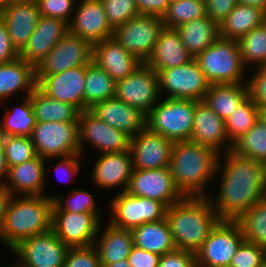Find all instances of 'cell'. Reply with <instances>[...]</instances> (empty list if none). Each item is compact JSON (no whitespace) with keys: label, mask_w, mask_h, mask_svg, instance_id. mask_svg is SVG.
Here are the masks:
<instances>
[{"label":"cell","mask_w":266,"mask_h":267,"mask_svg":"<svg viewBox=\"0 0 266 267\" xmlns=\"http://www.w3.org/2000/svg\"><path fill=\"white\" fill-rule=\"evenodd\" d=\"M264 196L263 162L236 155L231 150L220 154L213 188L207 197L221 220L237 221Z\"/></svg>","instance_id":"6da1fadb"},{"label":"cell","mask_w":266,"mask_h":267,"mask_svg":"<svg viewBox=\"0 0 266 267\" xmlns=\"http://www.w3.org/2000/svg\"><path fill=\"white\" fill-rule=\"evenodd\" d=\"M220 153L191 141L174 142L169 169L186 197H207L212 189Z\"/></svg>","instance_id":"7a4b0ae2"},{"label":"cell","mask_w":266,"mask_h":267,"mask_svg":"<svg viewBox=\"0 0 266 267\" xmlns=\"http://www.w3.org/2000/svg\"><path fill=\"white\" fill-rule=\"evenodd\" d=\"M165 219L176 248L194 254L221 221L208 197L191 196L168 207Z\"/></svg>","instance_id":"3957f363"},{"label":"cell","mask_w":266,"mask_h":267,"mask_svg":"<svg viewBox=\"0 0 266 267\" xmlns=\"http://www.w3.org/2000/svg\"><path fill=\"white\" fill-rule=\"evenodd\" d=\"M53 201L47 196H11L5 211L0 243L9 251L23 239L52 229Z\"/></svg>","instance_id":"277c9868"},{"label":"cell","mask_w":266,"mask_h":267,"mask_svg":"<svg viewBox=\"0 0 266 267\" xmlns=\"http://www.w3.org/2000/svg\"><path fill=\"white\" fill-rule=\"evenodd\" d=\"M194 60L211 85L248 83L249 70L243 64L237 40L219 37Z\"/></svg>","instance_id":"5b68a950"},{"label":"cell","mask_w":266,"mask_h":267,"mask_svg":"<svg viewBox=\"0 0 266 267\" xmlns=\"http://www.w3.org/2000/svg\"><path fill=\"white\" fill-rule=\"evenodd\" d=\"M196 100L161 97L146 115V127L172 142L190 141Z\"/></svg>","instance_id":"8992f818"},{"label":"cell","mask_w":266,"mask_h":267,"mask_svg":"<svg viewBox=\"0 0 266 267\" xmlns=\"http://www.w3.org/2000/svg\"><path fill=\"white\" fill-rule=\"evenodd\" d=\"M110 197L105 207L106 221L116 228L132 230L144 223L165 219L167 207L160 201L133 196L126 191Z\"/></svg>","instance_id":"52a82bcc"},{"label":"cell","mask_w":266,"mask_h":267,"mask_svg":"<svg viewBox=\"0 0 266 267\" xmlns=\"http://www.w3.org/2000/svg\"><path fill=\"white\" fill-rule=\"evenodd\" d=\"M44 159L80 154L79 122H36L29 136Z\"/></svg>","instance_id":"ba28073f"},{"label":"cell","mask_w":266,"mask_h":267,"mask_svg":"<svg viewBox=\"0 0 266 267\" xmlns=\"http://www.w3.org/2000/svg\"><path fill=\"white\" fill-rule=\"evenodd\" d=\"M78 122L79 148L83 157H88L89 147L92 151L96 150L94 154L118 153L130 149L129 135L101 121L89 109L80 112Z\"/></svg>","instance_id":"9c48e42d"},{"label":"cell","mask_w":266,"mask_h":267,"mask_svg":"<svg viewBox=\"0 0 266 267\" xmlns=\"http://www.w3.org/2000/svg\"><path fill=\"white\" fill-rule=\"evenodd\" d=\"M157 74L160 95L164 98L202 101L211 85L194 58Z\"/></svg>","instance_id":"30bf717a"},{"label":"cell","mask_w":266,"mask_h":267,"mask_svg":"<svg viewBox=\"0 0 266 267\" xmlns=\"http://www.w3.org/2000/svg\"><path fill=\"white\" fill-rule=\"evenodd\" d=\"M164 27L161 17L140 14L117 26L113 38L125 50L146 63Z\"/></svg>","instance_id":"8fae6325"},{"label":"cell","mask_w":266,"mask_h":267,"mask_svg":"<svg viewBox=\"0 0 266 267\" xmlns=\"http://www.w3.org/2000/svg\"><path fill=\"white\" fill-rule=\"evenodd\" d=\"M69 247L51 229L20 241L10 252L19 267H63Z\"/></svg>","instance_id":"7c38bea8"},{"label":"cell","mask_w":266,"mask_h":267,"mask_svg":"<svg viewBox=\"0 0 266 267\" xmlns=\"http://www.w3.org/2000/svg\"><path fill=\"white\" fill-rule=\"evenodd\" d=\"M243 241L237 221L221 220L195 253L197 267H229Z\"/></svg>","instance_id":"4fadbf2b"},{"label":"cell","mask_w":266,"mask_h":267,"mask_svg":"<svg viewBox=\"0 0 266 267\" xmlns=\"http://www.w3.org/2000/svg\"><path fill=\"white\" fill-rule=\"evenodd\" d=\"M114 97L147 115L161 99L158 74L143 63L134 73L116 81Z\"/></svg>","instance_id":"5bb4252c"},{"label":"cell","mask_w":266,"mask_h":267,"mask_svg":"<svg viewBox=\"0 0 266 267\" xmlns=\"http://www.w3.org/2000/svg\"><path fill=\"white\" fill-rule=\"evenodd\" d=\"M102 213L52 211V230L69 248L94 245L100 224L107 220Z\"/></svg>","instance_id":"9a60e30c"},{"label":"cell","mask_w":266,"mask_h":267,"mask_svg":"<svg viewBox=\"0 0 266 267\" xmlns=\"http://www.w3.org/2000/svg\"><path fill=\"white\" fill-rule=\"evenodd\" d=\"M93 159L88 179L91 186L99 188L100 191L113 194L127 190L130 177L133 172V162L130 150L118 153L97 154ZM102 189V190H101ZM118 191V192H117ZM116 192V193H115Z\"/></svg>","instance_id":"2e32d148"},{"label":"cell","mask_w":266,"mask_h":267,"mask_svg":"<svg viewBox=\"0 0 266 267\" xmlns=\"http://www.w3.org/2000/svg\"><path fill=\"white\" fill-rule=\"evenodd\" d=\"M93 45L68 32L35 68V75H52L92 62Z\"/></svg>","instance_id":"e0dca14e"},{"label":"cell","mask_w":266,"mask_h":267,"mask_svg":"<svg viewBox=\"0 0 266 267\" xmlns=\"http://www.w3.org/2000/svg\"><path fill=\"white\" fill-rule=\"evenodd\" d=\"M126 192L160 201L167 208L185 197L176 187L169 167L133 169Z\"/></svg>","instance_id":"ac0fdd59"},{"label":"cell","mask_w":266,"mask_h":267,"mask_svg":"<svg viewBox=\"0 0 266 267\" xmlns=\"http://www.w3.org/2000/svg\"><path fill=\"white\" fill-rule=\"evenodd\" d=\"M36 86L49 97L84 111L86 66H77L52 75H35Z\"/></svg>","instance_id":"d6986e66"},{"label":"cell","mask_w":266,"mask_h":267,"mask_svg":"<svg viewBox=\"0 0 266 267\" xmlns=\"http://www.w3.org/2000/svg\"><path fill=\"white\" fill-rule=\"evenodd\" d=\"M174 142L152 132L148 127L130 139L133 169L146 170L169 167Z\"/></svg>","instance_id":"ffe728a7"},{"label":"cell","mask_w":266,"mask_h":267,"mask_svg":"<svg viewBox=\"0 0 266 267\" xmlns=\"http://www.w3.org/2000/svg\"><path fill=\"white\" fill-rule=\"evenodd\" d=\"M69 32L92 45L113 37L114 29L108 23L100 0H78Z\"/></svg>","instance_id":"44dd1931"},{"label":"cell","mask_w":266,"mask_h":267,"mask_svg":"<svg viewBox=\"0 0 266 267\" xmlns=\"http://www.w3.org/2000/svg\"><path fill=\"white\" fill-rule=\"evenodd\" d=\"M41 17L35 0H17L0 12L15 50L20 54Z\"/></svg>","instance_id":"7402d4cb"},{"label":"cell","mask_w":266,"mask_h":267,"mask_svg":"<svg viewBox=\"0 0 266 267\" xmlns=\"http://www.w3.org/2000/svg\"><path fill=\"white\" fill-rule=\"evenodd\" d=\"M68 32L69 26L64 20L41 15L19 57L36 68Z\"/></svg>","instance_id":"603a6c76"},{"label":"cell","mask_w":266,"mask_h":267,"mask_svg":"<svg viewBox=\"0 0 266 267\" xmlns=\"http://www.w3.org/2000/svg\"><path fill=\"white\" fill-rule=\"evenodd\" d=\"M190 141L212 147L220 154L232 149L226 133L225 120L220 118L203 100H196Z\"/></svg>","instance_id":"cb8c5ba5"},{"label":"cell","mask_w":266,"mask_h":267,"mask_svg":"<svg viewBox=\"0 0 266 267\" xmlns=\"http://www.w3.org/2000/svg\"><path fill=\"white\" fill-rule=\"evenodd\" d=\"M46 159L38 155L9 167L4 187L11 196H45Z\"/></svg>","instance_id":"d4e9b609"},{"label":"cell","mask_w":266,"mask_h":267,"mask_svg":"<svg viewBox=\"0 0 266 267\" xmlns=\"http://www.w3.org/2000/svg\"><path fill=\"white\" fill-rule=\"evenodd\" d=\"M89 110L101 121L122 130L131 138L146 127V114L115 97L97 102Z\"/></svg>","instance_id":"484cf974"},{"label":"cell","mask_w":266,"mask_h":267,"mask_svg":"<svg viewBox=\"0 0 266 267\" xmlns=\"http://www.w3.org/2000/svg\"><path fill=\"white\" fill-rule=\"evenodd\" d=\"M92 62L105 70L115 81L134 73L143 64L113 37L93 45Z\"/></svg>","instance_id":"4316f807"},{"label":"cell","mask_w":266,"mask_h":267,"mask_svg":"<svg viewBox=\"0 0 266 267\" xmlns=\"http://www.w3.org/2000/svg\"><path fill=\"white\" fill-rule=\"evenodd\" d=\"M36 84L35 68L20 57L0 64V104L9 101L16 95L19 97L17 101L30 96Z\"/></svg>","instance_id":"83f0119b"},{"label":"cell","mask_w":266,"mask_h":267,"mask_svg":"<svg viewBox=\"0 0 266 267\" xmlns=\"http://www.w3.org/2000/svg\"><path fill=\"white\" fill-rule=\"evenodd\" d=\"M192 59L193 57L183 45L177 30L164 27L150 58L145 64L157 73L158 71L186 64Z\"/></svg>","instance_id":"f1b7e54d"},{"label":"cell","mask_w":266,"mask_h":267,"mask_svg":"<svg viewBox=\"0 0 266 267\" xmlns=\"http://www.w3.org/2000/svg\"><path fill=\"white\" fill-rule=\"evenodd\" d=\"M94 246L98 251L100 264H112L128 259L134 246L133 235L131 230L119 229L109 222L103 221L100 224Z\"/></svg>","instance_id":"f546056e"},{"label":"cell","mask_w":266,"mask_h":267,"mask_svg":"<svg viewBox=\"0 0 266 267\" xmlns=\"http://www.w3.org/2000/svg\"><path fill=\"white\" fill-rule=\"evenodd\" d=\"M135 247L160 256L176 250L166 219L144 223L131 230Z\"/></svg>","instance_id":"4dcf8cb0"},{"label":"cell","mask_w":266,"mask_h":267,"mask_svg":"<svg viewBox=\"0 0 266 267\" xmlns=\"http://www.w3.org/2000/svg\"><path fill=\"white\" fill-rule=\"evenodd\" d=\"M189 54L195 58L219 37V25L208 16L191 20L175 28Z\"/></svg>","instance_id":"1f68e13d"},{"label":"cell","mask_w":266,"mask_h":267,"mask_svg":"<svg viewBox=\"0 0 266 267\" xmlns=\"http://www.w3.org/2000/svg\"><path fill=\"white\" fill-rule=\"evenodd\" d=\"M266 21V13L258 7L237 3L219 25L220 37L239 40Z\"/></svg>","instance_id":"d6a6232c"},{"label":"cell","mask_w":266,"mask_h":267,"mask_svg":"<svg viewBox=\"0 0 266 267\" xmlns=\"http://www.w3.org/2000/svg\"><path fill=\"white\" fill-rule=\"evenodd\" d=\"M248 96V83L212 84L203 101L220 118L226 120Z\"/></svg>","instance_id":"836d02e7"},{"label":"cell","mask_w":266,"mask_h":267,"mask_svg":"<svg viewBox=\"0 0 266 267\" xmlns=\"http://www.w3.org/2000/svg\"><path fill=\"white\" fill-rule=\"evenodd\" d=\"M11 101L1 104L4 106L5 115L3 114L0 120V134L2 136H30L36 125L30 97L22 98L19 104L16 103L13 106L9 105L14 103Z\"/></svg>","instance_id":"e575fe53"},{"label":"cell","mask_w":266,"mask_h":267,"mask_svg":"<svg viewBox=\"0 0 266 267\" xmlns=\"http://www.w3.org/2000/svg\"><path fill=\"white\" fill-rule=\"evenodd\" d=\"M29 97L36 122L78 121L80 111L75 106L49 97L37 86Z\"/></svg>","instance_id":"d590c367"},{"label":"cell","mask_w":266,"mask_h":267,"mask_svg":"<svg viewBox=\"0 0 266 267\" xmlns=\"http://www.w3.org/2000/svg\"><path fill=\"white\" fill-rule=\"evenodd\" d=\"M116 81L108 73L91 62L86 66L84 89V111L90 109L97 102L115 96Z\"/></svg>","instance_id":"8d00e7d4"},{"label":"cell","mask_w":266,"mask_h":267,"mask_svg":"<svg viewBox=\"0 0 266 267\" xmlns=\"http://www.w3.org/2000/svg\"><path fill=\"white\" fill-rule=\"evenodd\" d=\"M238 45L243 64L249 71L266 65V21L241 37Z\"/></svg>","instance_id":"74e56055"},{"label":"cell","mask_w":266,"mask_h":267,"mask_svg":"<svg viewBox=\"0 0 266 267\" xmlns=\"http://www.w3.org/2000/svg\"><path fill=\"white\" fill-rule=\"evenodd\" d=\"M65 195L51 194L53 201L52 211H68L72 213H104L96 200V194H92L83 187L71 188ZM64 196V197H63Z\"/></svg>","instance_id":"f35d334b"},{"label":"cell","mask_w":266,"mask_h":267,"mask_svg":"<svg viewBox=\"0 0 266 267\" xmlns=\"http://www.w3.org/2000/svg\"><path fill=\"white\" fill-rule=\"evenodd\" d=\"M244 241L266 248V196L246 211L238 220Z\"/></svg>","instance_id":"ab89813d"},{"label":"cell","mask_w":266,"mask_h":267,"mask_svg":"<svg viewBox=\"0 0 266 267\" xmlns=\"http://www.w3.org/2000/svg\"><path fill=\"white\" fill-rule=\"evenodd\" d=\"M259 120L258 106L250 95L225 120L228 139L233 144Z\"/></svg>","instance_id":"60d3db41"},{"label":"cell","mask_w":266,"mask_h":267,"mask_svg":"<svg viewBox=\"0 0 266 267\" xmlns=\"http://www.w3.org/2000/svg\"><path fill=\"white\" fill-rule=\"evenodd\" d=\"M236 155L264 162L266 160V125L260 120L232 144Z\"/></svg>","instance_id":"b9f144b4"},{"label":"cell","mask_w":266,"mask_h":267,"mask_svg":"<svg viewBox=\"0 0 266 267\" xmlns=\"http://www.w3.org/2000/svg\"><path fill=\"white\" fill-rule=\"evenodd\" d=\"M207 16L205 0H179L171 2L162 21L166 28L175 29L176 27Z\"/></svg>","instance_id":"7bdbcfd3"},{"label":"cell","mask_w":266,"mask_h":267,"mask_svg":"<svg viewBox=\"0 0 266 267\" xmlns=\"http://www.w3.org/2000/svg\"><path fill=\"white\" fill-rule=\"evenodd\" d=\"M57 160V162L55 164H53L52 162L54 160ZM85 157H83L81 154H74V155H71V156H66V157H57V158H48L46 159V187H45V196L51 198V193H48L46 191L47 190V179H48V176H47V170H50V167L53 168L54 170H51L54 171V174H55V177L58 181L62 182L63 184L64 183H74L76 182V178L75 177H78V174L81 173V169L83 167L82 164H84L85 162ZM84 161V162H83ZM51 162V166L48 165V163ZM82 166V167H81ZM80 172V173H79ZM57 181V182H58Z\"/></svg>","instance_id":"ee69618b"},{"label":"cell","mask_w":266,"mask_h":267,"mask_svg":"<svg viewBox=\"0 0 266 267\" xmlns=\"http://www.w3.org/2000/svg\"><path fill=\"white\" fill-rule=\"evenodd\" d=\"M3 145L8 168L37 156L29 136H3Z\"/></svg>","instance_id":"f6af8a7d"},{"label":"cell","mask_w":266,"mask_h":267,"mask_svg":"<svg viewBox=\"0 0 266 267\" xmlns=\"http://www.w3.org/2000/svg\"><path fill=\"white\" fill-rule=\"evenodd\" d=\"M110 26L115 29L140 15L135 0H100Z\"/></svg>","instance_id":"bcb514c9"},{"label":"cell","mask_w":266,"mask_h":267,"mask_svg":"<svg viewBox=\"0 0 266 267\" xmlns=\"http://www.w3.org/2000/svg\"><path fill=\"white\" fill-rule=\"evenodd\" d=\"M266 258V248L243 241L234 254L229 267H261Z\"/></svg>","instance_id":"7dc6e473"},{"label":"cell","mask_w":266,"mask_h":267,"mask_svg":"<svg viewBox=\"0 0 266 267\" xmlns=\"http://www.w3.org/2000/svg\"><path fill=\"white\" fill-rule=\"evenodd\" d=\"M40 14L70 23L78 0H35Z\"/></svg>","instance_id":"c3c4849f"},{"label":"cell","mask_w":266,"mask_h":267,"mask_svg":"<svg viewBox=\"0 0 266 267\" xmlns=\"http://www.w3.org/2000/svg\"><path fill=\"white\" fill-rule=\"evenodd\" d=\"M63 267H101L96 247L69 248Z\"/></svg>","instance_id":"681fc988"},{"label":"cell","mask_w":266,"mask_h":267,"mask_svg":"<svg viewBox=\"0 0 266 267\" xmlns=\"http://www.w3.org/2000/svg\"><path fill=\"white\" fill-rule=\"evenodd\" d=\"M249 74H250L248 77L249 95L258 107L265 106L266 65L251 69Z\"/></svg>","instance_id":"f907efd6"},{"label":"cell","mask_w":266,"mask_h":267,"mask_svg":"<svg viewBox=\"0 0 266 267\" xmlns=\"http://www.w3.org/2000/svg\"><path fill=\"white\" fill-rule=\"evenodd\" d=\"M158 267H197L196 256L192 252L176 249L162 255Z\"/></svg>","instance_id":"816d5d0a"},{"label":"cell","mask_w":266,"mask_h":267,"mask_svg":"<svg viewBox=\"0 0 266 267\" xmlns=\"http://www.w3.org/2000/svg\"><path fill=\"white\" fill-rule=\"evenodd\" d=\"M207 16L220 25L234 9L237 0H205Z\"/></svg>","instance_id":"f5cc1de1"},{"label":"cell","mask_w":266,"mask_h":267,"mask_svg":"<svg viewBox=\"0 0 266 267\" xmlns=\"http://www.w3.org/2000/svg\"><path fill=\"white\" fill-rule=\"evenodd\" d=\"M160 258L158 254L133 246L128 262L132 267H158Z\"/></svg>","instance_id":"db71d44e"},{"label":"cell","mask_w":266,"mask_h":267,"mask_svg":"<svg viewBox=\"0 0 266 267\" xmlns=\"http://www.w3.org/2000/svg\"><path fill=\"white\" fill-rule=\"evenodd\" d=\"M19 57L10 40L4 22L0 19V64L11 62Z\"/></svg>","instance_id":"11a10c76"},{"label":"cell","mask_w":266,"mask_h":267,"mask_svg":"<svg viewBox=\"0 0 266 267\" xmlns=\"http://www.w3.org/2000/svg\"><path fill=\"white\" fill-rule=\"evenodd\" d=\"M140 14L161 17L165 14L169 0H135Z\"/></svg>","instance_id":"9f6ffc18"},{"label":"cell","mask_w":266,"mask_h":267,"mask_svg":"<svg viewBox=\"0 0 266 267\" xmlns=\"http://www.w3.org/2000/svg\"><path fill=\"white\" fill-rule=\"evenodd\" d=\"M8 169L4 154L3 136L0 134V185L2 186L5 185Z\"/></svg>","instance_id":"6f0895ef"},{"label":"cell","mask_w":266,"mask_h":267,"mask_svg":"<svg viewBox=\"0 0 266 267\" xmlns=\"http://www.w3.org/2000/svg\"><path fill=\"white\" fill-rule=\"evenodd\" d=\"M10 197V192L4 186L0 185V231L3 227L5 211Z\"/></svg>","instance_id":"680465c9"},{"label":"cell","mask_w":266,"mask_h":267,"mask_svg":"<svg viewBox=\"0 0 266 267\" xmlns=\"http://www.w3.org/2000/svg\"><path fill=\"white\" fill-rule=\"evenodd\" d=\"M237 3L261 8L266 13V0H237Z\"/></svg>","instance_id":"91938a15"},{"label":"cell","mask_w":266,"mask_h":267,"mask_svg":"<svg viewBox=\"0 0 266 267\" xmlns=\"http://www.w3.org/2000/svg\"><path fill=\"white\" fill-rule=\"evenodd\" d=\"M101 267H132V266L129 264L128 259H125L112 264H101Z\"/></svg>","instance_id":"94428289"},{"label":"cell","mask_w":266,"mask_h":267,"mask_svg":"<svg viewBox=\"0 0 266 267\" xmlns=\"http://www.w3.org/2000/svg\"><path fill=\"white\" fill-rule=\"evenodd\" d=\"M259 120L266 125V105L258 107Z\"/></svg>","instance_id":"6125c7cd"},{"label":"cell","mask_w":266,"mask_h":267,"mask_svg":"<svg viewBox=\"0 0 266 267\" xmlns=\"http://www.w3.org/2000/svg\"><path fill=\"white\" fill-rule=\"evenodd\" d=\"M17 0H0V12L9 7L11 4Z\"/></svg>","instance_id":"be15d7a7"},{"label":"cell","mask_w":266,"mask_h":267,"mask_svg":"<svg viewBox=\"0 0 266 267\" xmlns=\"http://www.w3.org/2000/svg\"><path fill=\"white\" fill-rule=\"evenodd\" d=\"M6 264H7V262L5 263V265H0V267H19V265L15 261H14V263L8 262V264L7 265Z\"/></svg>","instance_id":"e7e4bbea"},{"label":"cell","mask_w":266,"mask_h":267,"mask_svg":"<svg viewBox=\"0 0 266 267\" xmlns=\"http://www.w3.org/2000/svg\"><path fill=\"white\" fill-rule=\"evenodd\" d=\"M263 170H264L265 177H266V160L263 162Z\"/></svg>","instance_id":"03108f58"},{"label":"cell","mask_w":266,"mask_h":267,"mask_svg":"<svg viewBox=\"0 0 266 267\" xmlns=\"http://www.w3.org/2000/svg\"><path fill=\"white\" fill-rule=\"evenodd\" d=\"M261 267H266V258L264 259V262Z\"/></svg>","instance_id":"003e7915"}]
</instances>
